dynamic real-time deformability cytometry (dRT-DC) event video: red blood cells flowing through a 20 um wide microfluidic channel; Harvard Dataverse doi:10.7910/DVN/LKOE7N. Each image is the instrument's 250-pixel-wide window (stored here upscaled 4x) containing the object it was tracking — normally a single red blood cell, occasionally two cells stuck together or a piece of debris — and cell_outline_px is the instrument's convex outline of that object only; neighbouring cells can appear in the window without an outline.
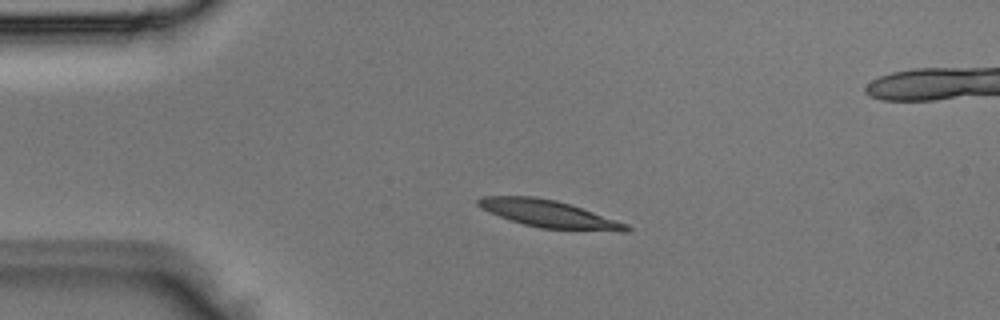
{"species": "Egyptian fruit bat (a non-hibernating species)", "species_latin": "Rousettus aegyptiacus", "temperature_condition": "room temperature", "stored_images_in_passage": 3, "camera_frame_rate_fps": 3000, "um_per_image_px": 0.085, "animal": {"sex": "male"}, "frame": {"image": 1, "passage_image": 2, "time_ms": 0.333, "image_size_px": [1000, 320], "cell_outline_px": [[632, 228], [628, 232], [620, 232], [540, 228], [524, 224], [500, 216], [480, 208], [476, 204], [476, 200], [484, 196], [536, 196], [556, 200], [628, 224]], "centroid_in_image_um": [46.67, 18.18], "position_along_channel_um": 38.3, "area_um2": 23.35}}